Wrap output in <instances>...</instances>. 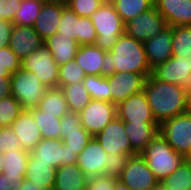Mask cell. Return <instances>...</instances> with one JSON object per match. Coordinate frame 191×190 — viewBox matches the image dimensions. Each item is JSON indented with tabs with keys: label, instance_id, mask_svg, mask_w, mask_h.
<instances>
[{
	"label": "cell",
	"instance_id": "56",
	"mask_svg": "<svg viewBox=\"0 0 191 190\" xmlns=\"http://www.w3.org/2000/svg\"><path fill=\"white\" fill-rule=\"evenodd\" d=\"M77 190H88V187L82 188V189H77Z\"/></svg>",
	"mask_w": 191,
	"mask_h": 190
},
{
	"label": "cell",
	"instance_id": "1",
	"mask_svg": "<svg viewBox=\"0 0 191 190\" xmlns=\"http://www.w3.org/2000/svg\"><path fill=\"white\" fill-rule=\"evenodd\" d=\"M143 90L159 125L189 110V95L176 84L157 80L151 74L145 79Z\"/></svg>",
	"mask_w": 191,
	"mask_h": 190
},
{
	"label": "cell",
	"instance_id": "4",
	"mask_svg": "<svg viewBox=\"0 0 191 190\" xmlns=\"http://www.w3.org/2000/svg\"><path fill=\"white\" fill-rule=\"evenodd\" d=\"M97 33L95 45L110 51L119 36L125 33V23L116 12L113 3L104 2L90 17Z\"/></svg>",
	"mask_w": 191,
	"mask_h": 190
},
{
	"label": "cell",
	"instance_id": "30",
	"mask_svg": "<svg viewBox=\"0 0 191 190\" xmlns=\"http://www.w3.org/2000/svg\"><path fill=\"white\" fill-rule=\"evenodd\" d=\"M70 112L79 113L92 100L82 82L65 85L61 88Z\"/></svg>",
	"mask_w": 191,
	"mask_h": 190
},
{
	"label": "cell",
	"instance_id": "35",
	"mask_svg": "<svg viewBox=\"0 0 191 190\" xmlns=\"http://www.w3.org/2000/svg\"><path fill=\"white\" fill-rule=\"evenodd\" d=\"M82 83L90 94L91 99L111 102L107 77L102 75H86Z\"/></svg>",
	"mask_w": 191,
	"mask_h": 190
},
{
	"label": "cell",
	"instance_id": "10",
	"mask_svg": "<svg viewBox=\"0 0 191 190\" xmlns=\"http://www.w3.org/2000/svg\"><path fill=\"white\" fill-rule=\"evenodd\" d=\"M118 180L131 190H157L160 185V181L140 154L131 156Z\"/></svg>",
	"mask_w": 191,
	"mask_h": 190
},
{
	"label": "cell",
	"instance_id": "36",
	"mask_svg": "<svg viewBox=\"0 0 191 190\" xmlns=\"http://www.w3.org/2000/svg\"><path fill=\"white\" fill-rule=\"evenodd\" d=\"M85 77V71L73 59L59 66L57 87L62 88L65 85L74 84L75 82H83Z\"/></svg>",
	"mask_w": 191,
	"mask_h": 190
},
{
	"label": "cell",
	"instance_id": "15",
	"mask_svg": "<svg viewBox=\"0 0 191 190\" xmlns=\"http://www.w3.org/2000/svg\"><path fill=\"white\" fill-rule=\"evenodd\" d=\"M151 74L114 72L108 76L111 102L116 106L144 88L145 79Z\"/></svg>",
	"mask_w": 191,
	"mask_h": 190
},
{
	"label": "cell",
	"instance_id": "20",
	"mask_svg": "<svg viewBox=\"0 0 191 190\" xmlns=\"http://www.w3.org/2000/svg\"><path fill=\"white\" fill-rule=\"evenodd\" d=\"M168 26H191V0H154Z\"/></svg>",
	"mask_w": 191,
	"mask_h": 190
},
{
	"label": "cell",
	"instance_id": "47",
	"mask_svg": "<svg viewBox=\"0 0 191 190\" xmlns=\"http://www.w3.org/2000/svg\"><path fill=\"white\" fill-rule=\"evenodd\" d=\"M25 177H12L6 173H0V190H20Z\"/></svg>",
	"mask_w": 191,
	"mask_h": 190
},
{
	"label": "cell",
	"instance_id": "3",
	"mask_svg": "<svg viewBox=\"0 0 191 190\" xmlns=\"http://www.w3.org/2000/svg\"><path fill=\"white\" fill-rule=\"evenodd\" d=\"M140 155L145 159L159 181L172 174L185 159L172 149L160 133L147 145Z\"/></svg>",
	"mask_w": 191,
	"mask_h": 190
},
{
	"label": "cell",
	"instance_id": "18",
	"mask_svg": "<svg viewBox=\"0 0 191 190\" xmlns=\"http://www.w3.org/2000/svg\"><path fill=\"white\" fill-rule=\"evenodd\" d=\"M66 6V2L61 0H44L33 25L34 30L43 40H46L58 31L61 14Z\"/></svg>",
	"mask_w": 191,
	"mask_h": 190
},
{
	"label": "cell",
	"instance_id": "29",
	"mask_svg": "<svg viewBox=\"0 0 191 190\" xmlns=\"http://www.w3.org/2000/svg\"><path fill=\"white\" fill-rule=\"evenodd\" d=\"M159 184L165 190H191V162L184 159L180 166Z\"/></svg>",
	"mask_w": 191,
	"mask_h": 190
},
{
	"label": "cell",
	"instance_id": "31",
	"mask_svg": "<svg viewBox=\"0 0 191 190\" xmlns=\"http://www.w3.org/2000/svg\"><path fill=\"white\" fill-rule=\"evenodd\" d=\"M30 111L40 130L42 139H60L61 118L46 114L37 107L31 108Z\"/></svg>",
	"mask_w": 191,
	"mask_h": 190
},
{
	"label": "cell",
	"instance_id": "12",
	"mask_svg": "<svg viewBox=\"0 0 191 190\" xmlns=\"http://www.w3.org/2000/svg\"><path fill=\"white\" fill-rule=\"evenodd\" d=\"M38 161L51 164L56 169L77 164L78 155L63 143L62 139H42L30 152Z\"/></svg>",
	"mask_w": 191,
	"mask_h": 190
},
{
	"label": "cell",
	"instance_id": "11",
	"mask_svg": "<svg viewBox=\"0 0 191 190\" xmlns=\"http://www.w3.org/2000/svg\"><path fill=\"white\" fill-rule=\"evenodd\" d=\"M164 16L155 6L125 23V33L144 43L167 27Z\"/></svg>",
	"mask_w": 191,
	"mask_h": 190
},
{
	"label": "cell",
	"instance_id": "32",
	"mask_svg": "<svg viewBox=\"0 0 191 190\" xmlns=\"http://www.w3.org/2000/svg\"><path fill=\"white\" fill-rule=\"evenodd\" d=\"M29 153L24 148L9 151L4 156L2 173L12 177H25Z\"/></svg>",
	"mask_w": 191,
	"mask_h": 190
},
{
	"label": "cell",
	"instance_id": "14",
	"mask_svg": "<svg viewBox=\"0 0 191 190\" xmlns=\"http://www.w3.org/2000/svg\"><path fill=\"white\" fill-rule=\"evenodd\" d=\"M125 132L124 122L118 117L107 124L100 133L96 134L94 138L104 148L107 154H130L131 156L137 155Z\"/></svg>",
	"mask_w": 191,
	"mask_h": 190
},
{
	"label": "cell",
	"instance_id": "21",
	"mask_svg": "<svg viewBox=\"0 0 191 190\" xmlns=\"http://www.w3.org/2000/svg\"><path fill=\"white\" fill-rule=\"evenodd\" d=\"M43 44L44 40L33 27L13 25L9 48L20 60L27 57Z\"/></svg>",
	"mask_w": 191,
	"mask_h": 190
},
{
	"label": "cell",
	"instance_id": "9",
	"mask_svg": "<svg viewBox=\"0 0 191 190\" xmlns=\"http://www.w3.org/2000/svg\"><path fill=\"white\" fill-rule=\"evenodd\" d=\"M57 32L74 39L80 45H95L97 39L91 18L80 17L67 6L62 11Z\"/></svg>",
	"mask_w": 191,
	"mask_h": 190
},
{
	"label": "cell",
	"instance_id": "25",
	"mask_svg": "<svg viewBox=\"0 0 191 190\" xmlns=\"http://www.w3.org/2000/svg\"><path fill=\"white\" fill-rule=\"evenodd\" d=\"M57 169L51 164L38 161L31 153L26 165L25 179L33 181L39 188L53 190Z\"/></svg>",
	"mask_w": 191,
	"mask_h": 190
},
{
	"label": "cell",
	"instance_id": "43",
	"mask_svg": "<svg viewBox=\"0 0 191 190\" xmlns=\"http://www.w3.org/2000/svg\"><path fill=\"white\" fill-rule=\"evenodd\" d=\"M18 149H21V144L13 129L11 127L0 128V152L5 154Z\"/></svg>",
	"mask_w": 191,
	"mask_h": 190
},
{
	"label": "cell",
	"instance_id": "8",
	"mask_svg": "<svg viewBox=\"0 0 191 190\" xmlns=\"http://www.w3.org/2000/svg\"><path fill=\"white\" fill-rule=\"evenodd\" d=\"M21 68L33 72L48 88L58 85L59 65L44 44L21 60Z\"/></svg>",
	"mask_w": 191,
	"mask_h": 190
},
{
	"label": "cell",
	"instance_id": "17",
	"mask_svg": "<svg viewBox=\"0 0 191 190\" xmlns=\"http://www.w3.org/2000/svg\"><path fill=\"white\" fill-rule=\"evenodd\" d=\"M173 26H167L153 38L143 43L147 61L152 70L165 63L173 56L172 52Z\"/></svg>",
	"mask_w": 191,
	"mask_h": 190
},
{
	"label": "cell",
	"instance_id": "33",
	"mask_svg": "<svg viewBox=\"0 0 191 190\" xmlns=\"http://www.w3.org/2000/svg\"><path fill=\"white\" fill-rule=\"evenodd\" d=\"M112 3L124 23L154 6V0H114Z\"/></svg>",
	"mask_w": 191,
	"mask_h": 190
},
{
	"label": "cell",
	"instance_id": "19",
	"mask_svg": "<svg viewBox=\"0 0 191 190\" xmlns=\"http://www.w3.org/2000/svg\"><path fill=\"white\" fill-rule=\"evenodd\" d=\"M107 152L93 137L78 155L77 165L88 177L103 175Z\"/></svg>",
	"mask_w": 191,
	"mask_h": 190
},
{
	"label": "cell",
	"instance_id": "46",
	"mask_svg": "<svg viewBox=\"0 0 191 190\" xmlns=\"http://www.w3.org/2000/svg\"><path fill=\"white\" fill-rule=\"evenodd\" d=\"M81 126L79 113L69 112L65 114L60 121V139H63V131L77 130Z\"/></svg>",
	"mask_w": 191,
	"mask_h": 190
},
{
	"label": "cell",
	"instance_id": "34",
	"mask_svg": "<svg viewBox=\"0 0 191 190\" xmlns=\"http://www.w3.org/2000/svg\"><path fill=\"white\" fill-rule=\"evenodd\" d=\"M44 0H22L13 25L33 27Z\"/></svg>",
	"mask_w": 191,
	"mask_h": 190
},
{
	"label": "cell",
	"instance_id": "22",
	"mask_svg": "<svg viewBox=\"0 0 191 190\" xmlns=\"http://www.w3.org/2000/svg\"><path fill=\"white\" fill-rule=\"evenodd\" d=\"M19 137L21 148L31 152L35 145L42 140V135L31 114L30 109H24L11 125Z\"/></svg>",
	"mask_w": 191,
	"mask_h": 190
},
{
	"label": "cell",
	"instance_id": "45",
	"mask_svg": "<svg viewBox=\"0 0 191 190\" xmlns=\"http://www.w3.org/2000/svg\"><path fill=\"white\" fill-rule=\"evenodd\" d=\"M22 0H0V18L12 22Z\"/></svg>",
	"mask_w": 191,
	"mask_h": 190
},
{
	"label": "cell",
	"instance_id": "57",
	"mask_svg": "<svg viewBox=\"0 0 191 190\" xmlns=\"http://www.w3.org/2000/svg\"><path fill=\"white\" fill-rule=\"evenodd\" d=\"M157 190H165V189H163V188H161V187L159 186V188H158Z\"/></svg>",
	"mask_w": 191,
	"mask_h": 190
},
{
	"label": "cell",
	"instance_id": "41",
	"mask_svg": "<svg viewBox=\"0 0 191 190\" xmlns=\"http://www.w3.org/2000/svg\"><path fill=\"white\" fill-rule=\"evenodd\" d=\"M104 3L103 0H67L66 5L80 17L90 18Z\"/></svg>",
	"mask_w": 191,
	"mask_h": 190
},
{
	"label": "cell",
	"instance_id": "37",
	"mask_svg": "<svg viewBox=\"0 0 191 190\" xmlns=\"http://www.w3.org/2000/svg\"><path fill=\"white\" fill-rule=\"evenodd\" d=\"M23 110L21 104L12 95L0 99V128L11 127Z\"/></svg>",
	"mask_w": 191,
	"mask_h": 190
},
{
	"label": "cell",
	"instance_id": "5",
	"mask_svg": "<svg viewBox=\"0 0 191 190\" xmlns=\"http://www.w3.org/2000/svg\"><path fill=\"white\" fill-rule=\"evenodd\" d=\"M10 79L11 95L23 109L37 107L48 89L33 72L23 68L11 74Z\"/></svg>",
	"mask_w": 191,
	"mask_h": 190
},
{
	"label": "cell",
	"instance_id": "2",
	"mask_svg": "<svg viewBox=\"0 0 191 190\" xmlns=\"http://www.w3.org/2000/svg\"><path fill=\"white\" fill-rule=\"evenodd\" d=\"M114 72L152 73L142 42L126 33L119 36L111 50L104 53L101 75L108 77Z\"/></svg>",
	"mask_w": 191,
	"mask_h": 190
},
{
	"label": "cell",
	"instance_id": "24",
	"mask_svg": "<svg viewBox=\"0 0 191 190\" xmlns=\"http://www.w3.org/2000/svg\"><path fill=\"white\" fill-rule=\"evenodd\" d=\"M44 45L59 66L73 60L80 46L77 41L59 32L44 40Z\"/></svg>",
	"mask_w": 191,
	"mask_h": 190
},
{
	"label": "cell",
	"instance_id": "48",
	"mask_svg": "<svg viewBox=\"0 0 191 190\" xmlns=\"http://www.w3.org/2000/svg\"><path fill=\"white\" fill-rule=\"evenodd\" d=\"M13 30V23L7 20H0V48L9 46Z\"/></svg>",
	"mask_w": 191,
	"mask_h": 190
},
{
	"label": "cell",
	"instance_id": "27",
	"mask_svg": "<svg viewBox=\"0 0 191 190\" xmlns=\"http://www.w3.org/2000/svg\"><path fill=\"white\" fill-rule=\"evenodd\" d=\"M105 52L96 45H80L74 60L83 68L86 75H101Z\"/></svg>",
	"mask_w": 191,
	"mask_h": 190
},
{
	"label": "cell",
	"instance_id": "26",
	"mask_svg": "<svg viewBox=\"0 0 191 190\" xmlns=\"http://www.w3.org/2000/svg\"><path fill=\"white\" fill-rule=\"evenodd\" d=\"M88 177L77 164L57 168L53 190H77L87 187Z\"/></svg>",
	"mask_w": 191,
	"mask_h": 190
},
{
	"label": "cell",
	"instance_id": "50",
	"mask_svg": "<svg viewBox=\"0 0 191 190\" xmlns=\"http://www.w3.org/2000/svg\"><path fill=\"white\" fill-rule=\"evenodd\" d=\"M20 190H44V189L39 188V186L33 183V181L24 179Z\"/></svg>",
	"mask_w": 191,
	"mask_h": 190
},
{
	"label": "cell",
	"instance_id": "55",
	"mask_svg": "<svg viewBox=\"0 0 191 190\" xmlns=\"http://www.w3.org/2000/svg\"><path fill=\"white\" fill-rule=\"evenodd\" d=\"M104 2L112 3L114 0H103Z\"/></svg>",
	"mask_w": 191,
	"mask_h": 190
},
{
	"label": "cell",
	"instance_id": "39",
	"mask_svg": "<svg viewBox=\"0 0 191 190\" xmlns=\"http://www.w3.org/2000/svg\"><path fill=\"white\" fill-rule=\"evenodd\" d=\"M107 160L103 168V175L107 177H112L119 179L123 169L126 167L129 159L131 158L130 154H118L110 153L107 154Z\"/></svg>",
	"mask_w": 191,
	"mask_h": 190
},
{
	"label": "cell",
	"instance_id": "40",
	"mask_svg": "<svg viewBox=\"0 0 191 190\" xmlns=\"http://www.w3.org/2000/svg\"><path fill=\"white\" fill-rule=\"evenodd\" d=\"M172 52H191V26H173Z\"/></svg>",
	"mask_w": 191,
	"mask_h": 190
},
{
	"label": "cell",
	"instance_id": "51",
	"mask_svg": "<svg viewBox=\"0 0 191 190\" xmlns=\"http://www.w3.org/2000/svg\"><path fill=\"white\" fill-rule=\"evenodd\" d=\"M114 190H131V189L129 187H127L123 182L117 180L115 183Z\"/></svg>",
	"mask_w": 191,
	"mask_h": 190
},
{
	"label": "cell",
	"instance_id": "54",
	"mask_svg": "<svg viewBox=\"0 0 191 190\" xmlns=\"http://www.w3.org/2000/svg\"><path fill=\"white\" fill-rule=\"evenodd\" d=\"M189 110L191 111V95L189 96Z\"/></svg>",
	"mask_w": 191,
	"mask_h": 190
},
{
	"label": "cell",
	"instance_id": "53",
	"mask_svg": "<svg viewBox=\"0 0 191 190\" xmlns=\"http://www.w3.org/2000/svg\"><path fill=\"white\" fill-rule=\"evenodd\" d=\"M185 159L191 162V150H190L189 154L185 157Z\"/></svg>",
	"mask_w": 191,
	"mask_h": 190
},
{
	"label": "cell",
	"instance_id": "13",
	"mask_svg": "<svg viewBox=\"0 0 191 190\" xmlns=\"http://www.w3.org/2000/svg\"><path fill=\"white\" fill-rule=\"evenodd\" d=\"M79 115L81 125L94 137L117 116L116 105L92 99Z\"/></svg>",
	"mask_w": 191,
	"mask_h": 190
},
{
	"label": "cell",
	"instance_id": "38",
	"mask_svg": "<svg viewBox=\"0 0 191 190\" xmlns=\"http://www.w3.org/2000/svg\"><path fill=\"white\" fill-rule=\"evenodd\" d=\"M92 138L93 136L81 126L77 130L63 131L62 140L71 151L79 155Z\"/></svg>",
	"mask_w": 191,
	"mask_h": 190
},
{
	"label": "cell",
	"instance_id": "44",
	"mask_svg": "<svg viewBox=\"0 0 191 190\" xmlns=\"http://www.w3.org/2000/svg\"><path fill=\"white\" fill-rule=\"evenodd\" d=\"M117 179L104 175L88 179V190H114Z\"/></svg>",
	"mask_w": 191,
	"mask_h": 190
},
{
	"label": "cell",
	"instance_id": "6",
	"mask_svg": "<svg viewBox=\"0 0 191 190\" xmlns=\"http://www.w3.org/2000/svg\"><path fill=\"white\" fill-rule=\"evenodd\" d=\"M157 80L176 84L191 95V52L174 53L165 63L152 69Z\"/></svg>",
	"mask_w": 191,
	"mask_h": 190
},
{
	"label": "cell",
	"instance_id": "49",
	"mask_svg": "<svg viewBox=\"0 0 191 190\" xmlns=\"http://www.w3.org/2000/svg\"><path fill=\"white\" fill-rule=\"evenodd\" d=\"M11 74H0V99L11 95Z\"/></svg>",
	"mask_w": 191,
	"mask_h": 190
},
{
	"label": "cell",
	"instance_id": "7",
	"mask_svg": "<svg viewBox=\"0 0 191 190\" xmlns=\"http://www.w3.org/2000/svg\"><path fill=\"white\" fill-rule=\"evenodd\" d=\"M160 134L185 158L191 150V111L164 121L160 125Z\"/></svg>",
	"mask_w": 191,
	"mask_h": 190
},
{
	"label": "cell",
	"instance_id": "23",
	"mask_svg": "<svg viewBox=\"0 0 191 190\" xmlns=\"http://www.w3.org/2000/svg\"><path fill=\"white\" fill-rule=\"evenodd\" d=\"M125 132L136 154H141L147 145L160 133L158 123L124 122Z\"/></svg>",
	"mask_w": 191,
	"mask_h": 190
},
{
	"label": "cell",
	"instance_id": "28",
	"mask_svg": "<svg viewBox=\"0 0 191 190\" xmlns=\"http://www.w3.org/2000/svg\"><path fill=\"white\" fill-rule=\"evenodd\" d=\"M37 108L57 118L70 112L63 90L58 87L48 88Z\"/></svg>",
	"mask_w": 191,
	"mask_h": 190
},
{
	"label": "cell",
	"instance_id": "16",
	"mask_svg": "<svg viewBox=\"0 0 191 190\" xmlns=\"http://www.w3.org/2000/svg\"><path fill=\"white\" fill-rule=\"evenodd\" d=\"M117 116L123 122L157 123L148 104L144 90L131 95L116 106Z\"/></svg>",
	"mask_w": 191,
	"mask_h": 190
},
{
	"label": "cell",
	"instance_id": "52",
	"mask_svg": "<svg viewBox=\"0 0 191 190\" xmlns=\"http://www.w3.org/2000/svg\"><path fill=\"white\" fill-rule=\"evenodd\" d=\"M3 161H4V156H3V154L0 152V173H2Z\"/></svg>",
	"mask_w": 191,
	"mask_h": 190
},
{
	"label": "cell",
	"instance_id": "42",
	"mask_svg": "<svg viewBox=\"0 0 191 190\" xmlns=\"http://www.w3.org/2000/svg\"><path fill=\"white\" fill-rule=\"evenodd\" d=\"M20 68L21 60L9 46L0 48V74H13Z\"/></svg>",
	"mask_w": 191,
	"mask_h": 190
}]
</instances>
